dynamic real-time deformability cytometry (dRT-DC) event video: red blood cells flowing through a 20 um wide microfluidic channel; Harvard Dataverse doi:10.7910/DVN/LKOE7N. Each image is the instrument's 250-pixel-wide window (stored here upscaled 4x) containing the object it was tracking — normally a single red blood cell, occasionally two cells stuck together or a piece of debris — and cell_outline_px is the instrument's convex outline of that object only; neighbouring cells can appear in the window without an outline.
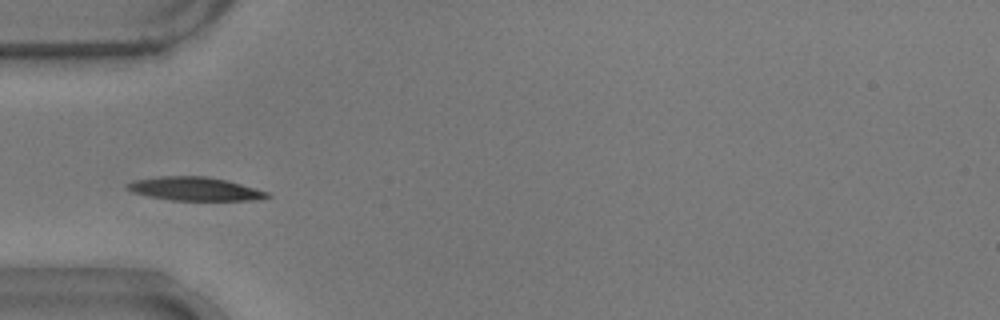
{"species": "common noctule bat (a hibernating species)", "species_latin": "Nyctalus noctula", "temperature_condition": "warm", "stored_images_in_passage": 39, "camera_frame_rate_fps": 3000, "um_per_image_px": 0.085, "animal": {"sex": "male", "body_mass_g": 17.9}, "frame": {"image": 1, "passage_image": 2, "time_ms": 0.333, "image_size_px": [1000, 320], "cell_outline_px": [[272, 196], [260, 200], [172, 200], [148, 196], [132, 192], [124, 188], [128, 184], [136, 180], [160, 176], [204, 176], [224, 180], [240, 184], [268, 192]], "centroid_in_image_um": [16.56, 16.06], "position_along_channel_um": 68.4, "area_um2": 18.96}}
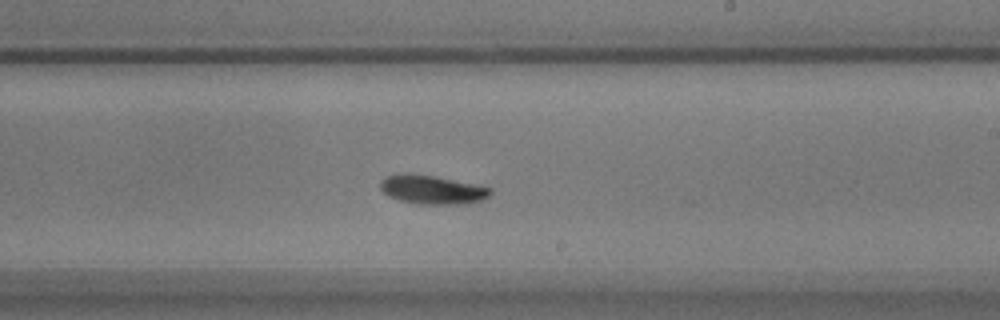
{"frame": {"image": 2, "passage_image": 17, "time_ms": 5.333, "image_size_px": [1000, 320], "cell_outline_px": [[492, 192], [484, 200], [464, 204], [416, 204], [400, 200], [388, 196], [380, 188], [380, 180], [384, 176], [400, 172], [408, 172], [480, 184], [492, 188]], "centroid_in_image_um": [36.73, 16.1], "position_along_channel_um": 252.3, "area_um2": 18.96}}
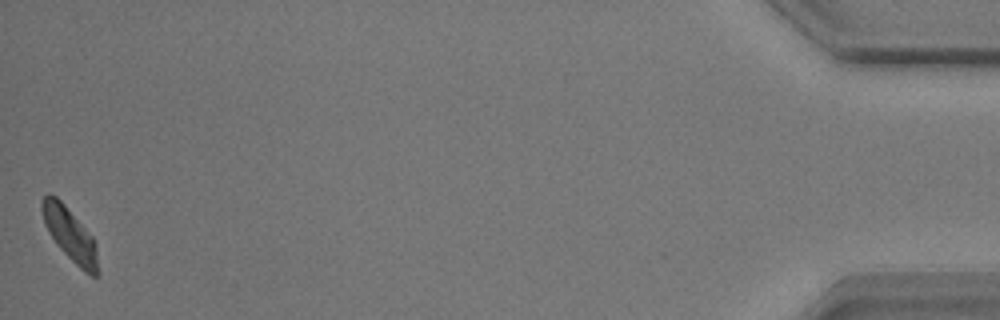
{"frame": {"image": 3, "passage_image": 39, "time_ms": 12.667, "image_size_px": [1000, 320], "cell_outline_px": [[96, 276], [92, 276], [84, 272], [56, 244], [48, 232], [44, 224], [40, 208], [40, 200], [48, 192], [56, 196], [64, 204], [92, 236], [96, 244]], "centroid_in_image_um": [5.87, 19.85], "position_along_channel_um": 429.3, "area_um2": 17.05}, "authors_computed_cell_mechanics": {"area_um2": 18.3226, "velocity_mm_per_s": 3.6693, "shape_relaxation_time_tau1_ms": 2.5505, "shape_relaxation_time_tau2_ms": null, "deformation_change_tau1": 0.1377, "deformation_change_tau2": null}}